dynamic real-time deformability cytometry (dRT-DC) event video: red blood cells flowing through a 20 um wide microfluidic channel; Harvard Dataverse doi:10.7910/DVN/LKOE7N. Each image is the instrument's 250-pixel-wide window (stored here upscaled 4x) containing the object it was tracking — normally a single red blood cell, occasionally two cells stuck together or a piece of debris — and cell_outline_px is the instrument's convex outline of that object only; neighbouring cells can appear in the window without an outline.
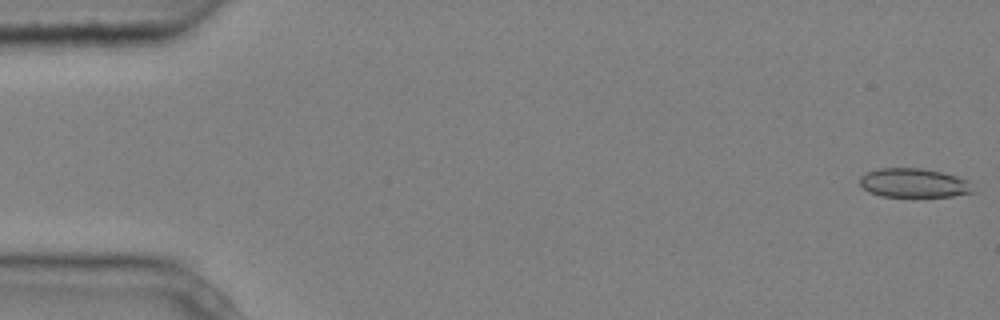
{"species": "common noctule bat (a hibernating species)", "species_latin": "Nyctalus noctula", "temperature_condition": "cold", "stored_images_in_passage": 5, "camera_frame_rate_fps": 3000, "um_per_image_px": 0.085, "animal": {"sex": "male", "body_mass_g": 20.4}, "frame": {"image": 1, "passage_image": 1, "time_ms": 0.0, "image_size_px": [1000, 320], "cell_outline_px": [[976, 192], [952, 196], [880, 196], [868, 192], [860, 184], [860, 176], [868, 172], [880, 168], [920, 168], [944, 172], [968, 180]], "centroid_in_image_um": [77.7, 15.55], "position_along_channel_um": 7.3, "area_um2": 19.19}}
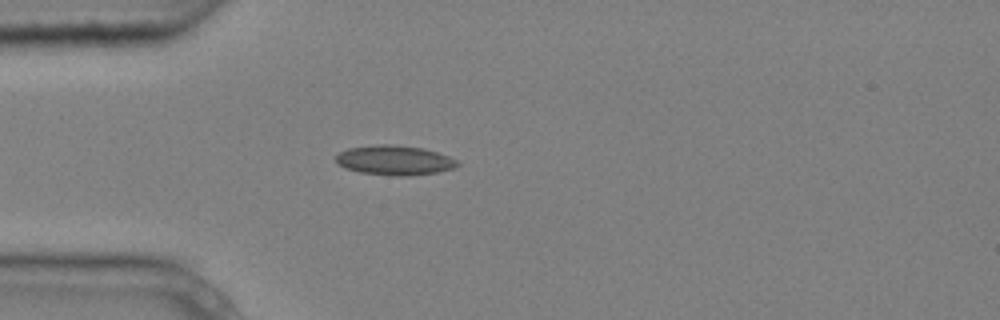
{"frame": {"image": 2, "passage_image": 5, "time_ms": 1.333, "image_size_px": [1000, 320], "cell_outline_px": [[460, 164], [452, 168], [436, 172], [408, 176], [392, 176], [360, 172], [344, 168], [336, 164], [336, 156], [340, 152], [348, 148], [376, 144], [388, 144], [424, 148], [448, 156], [456, 160]], "centroid_in_image_um": [33.49, 13.62], "position_along_channel_um": 51.5, "area_um2": 20.98}}